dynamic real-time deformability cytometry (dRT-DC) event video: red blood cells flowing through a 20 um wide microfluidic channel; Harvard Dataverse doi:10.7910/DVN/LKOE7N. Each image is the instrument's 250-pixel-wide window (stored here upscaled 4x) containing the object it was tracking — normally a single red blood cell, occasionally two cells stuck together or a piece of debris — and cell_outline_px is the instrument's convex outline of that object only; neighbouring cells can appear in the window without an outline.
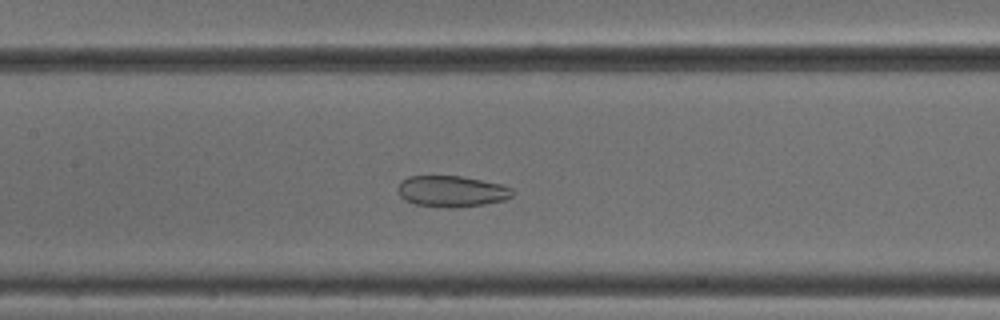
{"species": "common noctule bat (a hibernating species)", "species_latin": "Nyctalus noctula", "temperature_condition": "cold", "stored_images_in_passage": 50, "camera_frame_rate_fps": 3000, "um_per_image_px": 0.085, "animal": {"sex": "male", "body_mass_g": 18.8}, "frame": {"image": 1, "passage_image": 23, "time_ms": 7.333, "image_size_px": [1000, 320], "cell_outline_px": [[516, 192], [512, 196], [504, 200], [484, 204], [416, 204], [404, 200], [400, 196], [396, 188], [400, 180], [408, 176], [460, 176], [504, 184], [512, 188]], "centroid_in_image_um": [38.4, 16.19], "position_along_channel_um": 169.0, "area_um2": 20.06}}
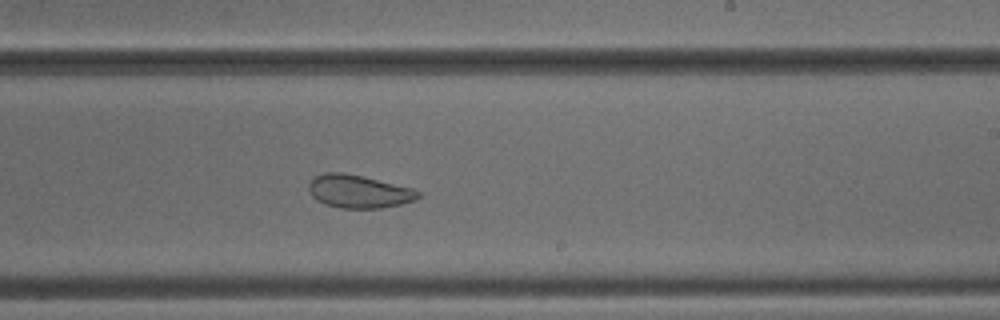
{"frame": {"image": 2, "passage_image": 30, "time_ms": 9.667, "image_size_px": [1000, 320], "cell_outline_px": [[424, 196], [416, 200], [400, 204], [380, 208], [340, 208], [324, 204], [316, 200], [312, 196], [308, 188], [308, 184], [316, 176], [324, 172], [344, 172], [412, 188], [420, 192]], "centroid_in_image_um": [30.5, 16.28], "position_along_channel_um": 258.5, "area_um2": 21.1}}
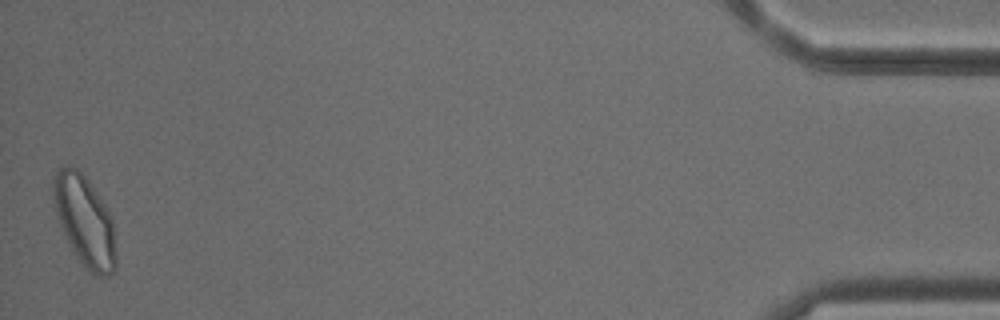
{"frame": {"image": 3, "passage_image": 50, "time_ms": 16.333, "image_size_px": [1000, 320], "cell_outline_px": [[116, 268], [108, 276], [96, 276], [84, 268], [80, 264], [72, 252], [68, 244], [56, 216], [52, 200], [52, 180], [56, 172], [60, 168], [68, 164], [72, 164], [88, 180], [112, 216], [116, 252]], "centroid_in_image_um": [7.17, 18.8], "position_along_channel_um": 428.0, "area_um2": 33.64}, "authors_computed_cell_mechanics": {"area_um2": 27.8885, "velocity_mm_per_s": 3.8419, "shape_relaxation_time_tau1_ms": null, "shape_relaxation_time_tau2_ms": 2.3813, "deformation_change_tau1": null, "deformation_change_tau2": 0.0768}}